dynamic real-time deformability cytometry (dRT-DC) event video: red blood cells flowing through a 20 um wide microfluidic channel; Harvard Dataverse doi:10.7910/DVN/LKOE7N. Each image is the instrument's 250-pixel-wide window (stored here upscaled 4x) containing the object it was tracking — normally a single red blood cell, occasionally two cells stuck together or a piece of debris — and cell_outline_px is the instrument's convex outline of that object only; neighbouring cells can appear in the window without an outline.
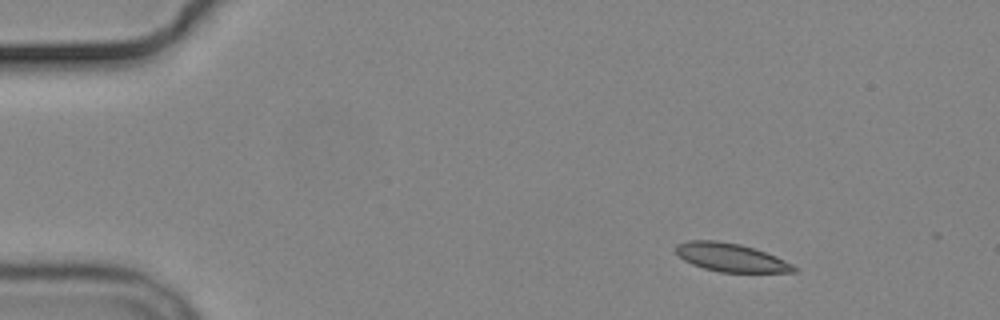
{"species": "common noctule bat (a hibernating species)", "species_latin": "Nyctalus noctula", "temperature_condition": "cold", "stored_images_in_passage": 5, "camera_frame_rate_fps": 3000, "um_per_image_px": 0.085, "animal": {"sex": "male", "body_mass_g": 19.2, "forearm_length_mm": 51.8}, "frame": {"image": 1, "passage_image": 1, "time_ms": 0.0, "image_size_px": [1000, 320], "cell_outline_px": [[800, 268], [796, 272], [720, 272], [704, 268], [692, 264], [684, 260], [676, 252], [676, 244], [688, 240], [716, 240], [740, 244], [776, 256]], "centroid_in_image_um": [62.13, 21.88], "position_along_channel_um": 22.9, "area_um2": 19.42}}
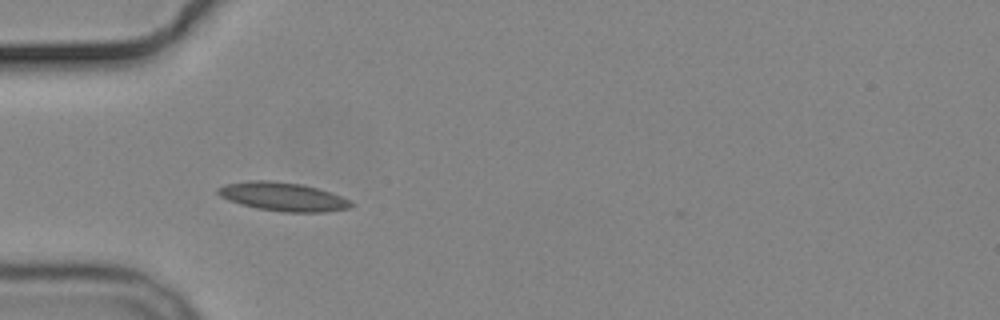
{"frame": {"image": 2, "passage_image": 4, "time_ms": 3.333, "image_size_px": [1000, 320], "cell_outline_px": [[356, 204], [348, 208], [324, 212], [284, 212], [256, 208], [240, 204], [228, 200], [220, 196], [216, 192], [216, 188], [224, 184], [248, 180], [272, 180], [300, 184], [316, 188], [340, 196]], "centroid_in_image_um": [23.98, 16.71], "position_along_channel_um": 61.0, "area_um2": 22.2}}
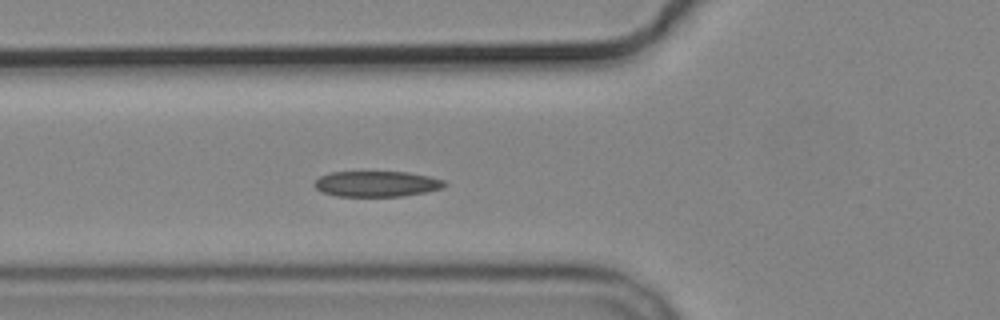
{"frame": {"image": 3, "passage_image": 5, "time_ms": 4.333, "image_size_px": [1000, 320], "cell_outline_px": [[448, 184], [440, 188], [424, 192], [400, 196], [336, 196], [324, 192], [316, 188], [312, 184], [320, 176], [328, 172], [408, 172], [428, 176], [444, 180]], "centroid_in_image_um": [31.99, 15.62], "position_along_channel_um": 93.8, "area_um2": 19.31}}